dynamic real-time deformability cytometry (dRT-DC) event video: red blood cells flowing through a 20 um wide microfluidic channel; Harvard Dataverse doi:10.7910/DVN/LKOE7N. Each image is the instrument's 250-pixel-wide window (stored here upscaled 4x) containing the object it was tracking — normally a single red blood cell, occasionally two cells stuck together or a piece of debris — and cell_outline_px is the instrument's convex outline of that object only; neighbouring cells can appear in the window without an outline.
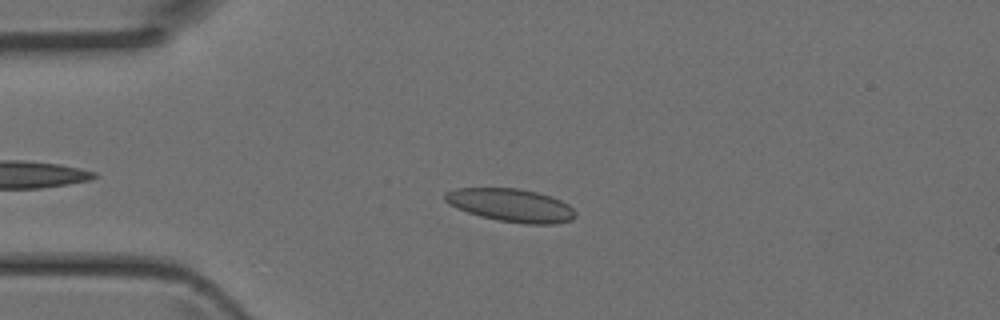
{"species": "Egyptian fruit bat (a non-hibernating species)", "species_latin": "Rousettus aegyptiacus", "temperature_condition": "room temperature", "stored_images_in_passage": 5, "camera_frame_rate_fps": 3000, "um_per_image_px": 0.085, "animal": {"sex": "female"}, "frame": {"image": 1, "passage_image": 4, "time_ms": 1.0, "image_size_px": [1000, 320], "cell_outline_px": [[576, 216], [572, 220], [556, 224], [524, 224], [500, 220], [480, 216], [456, 208], [448, 204], [444, 200], [444, 192], [456, 188], [516, 188], [536, 192], [552, 196], [568, 204], [576, 212]], "centroid_in_image_um": [43.43, 17.44], "position_along_channel_um": 41.6, "area_um2": 25.26}}
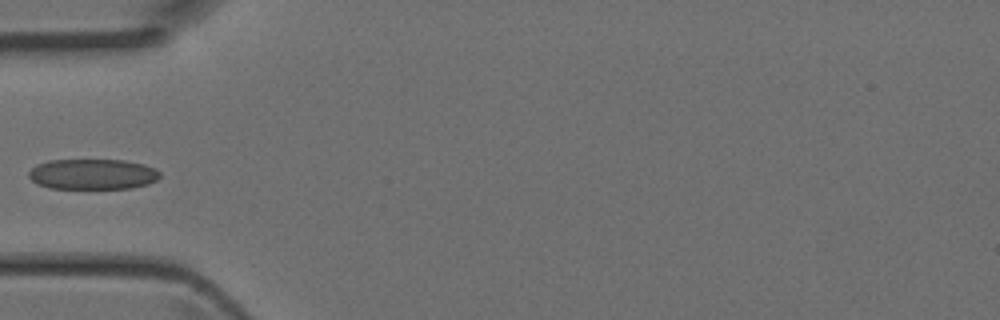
{"frame": {"image": 2, "passage_image": 5, "time_ms": 1.333, "image_size_px": [1000, 320], "cell_outline_px": [[160, 176], [156, 180], [148, 184], [132, 188], [48, 188], [36, 184], [28, 176], [28, 172], [36, 164], [48, 160], [124, 160], [144, 164], [160, 172]], "centroid_in_image_um": [7.84, 14.8], "position_along_channel_um": 77.2, "area_um2": 23.35}}